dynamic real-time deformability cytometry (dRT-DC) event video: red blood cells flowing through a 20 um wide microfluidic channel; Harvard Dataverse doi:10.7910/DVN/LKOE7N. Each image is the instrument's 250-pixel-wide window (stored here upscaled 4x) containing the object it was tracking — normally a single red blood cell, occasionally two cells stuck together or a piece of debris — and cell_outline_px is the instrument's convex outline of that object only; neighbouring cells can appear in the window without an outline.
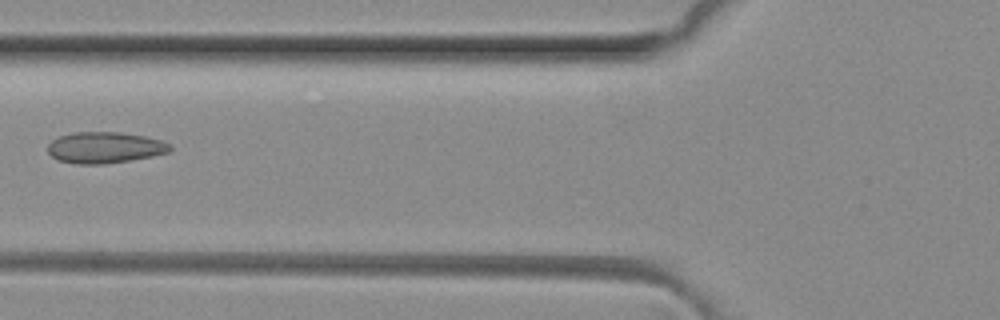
{"species": "common noctule bat (a hibernating species)", "species_latin": "Nyctalus noctula", "temperature_condition": "room temperature", "stored_images_in_passage": 6, "camera_frame_rate_fps": 3000, "um_per_image_px": 0.085, "animal": {"sex": "female", "body_mass_g": 29.2, "forearm_length_mm": 56.3}, "frame": {"image": 1, "passage_image": 5, "time_ms": 1.333, "image_size_px": [1000, 320], "cell_outline_px": [[172, 148], [168, 152], [152, 156], [104, 164], [76, 164], [60, 160], [52, 156], [48, 152], [48, 144], [52, 140], [60, 136], [72, 132], [120, 132], [144, 136], [160, 140], [172, 144]], "centroid_in_image_um": [8.91, 12.53], "position_along_channel_um": 116.9, "area_um2": 22.14}}
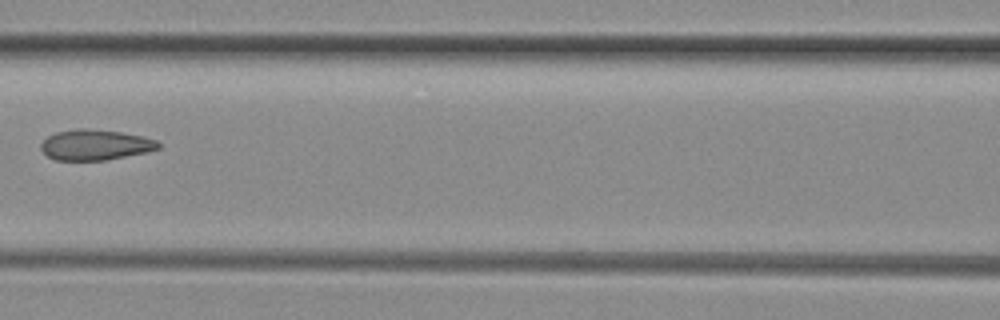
{"frame": {"image": 2, "passage_image": 6, "time_ms": 1.667, "image_size_px": [1000, 320], "cell_outline_px": [[160, 148], [148, 152], [104, 160], [56, 160], [48, 156], [40, 148], [40, 144], [48, 136], [56, 132], [76, 128], [84, 128], [120, 132], [144, 136], [156, 140], [160, 144]], "centroid_in_image_um": [8.11, 12.31], "position_along_channel_um": 158.5, "area_um2": 20.87}}